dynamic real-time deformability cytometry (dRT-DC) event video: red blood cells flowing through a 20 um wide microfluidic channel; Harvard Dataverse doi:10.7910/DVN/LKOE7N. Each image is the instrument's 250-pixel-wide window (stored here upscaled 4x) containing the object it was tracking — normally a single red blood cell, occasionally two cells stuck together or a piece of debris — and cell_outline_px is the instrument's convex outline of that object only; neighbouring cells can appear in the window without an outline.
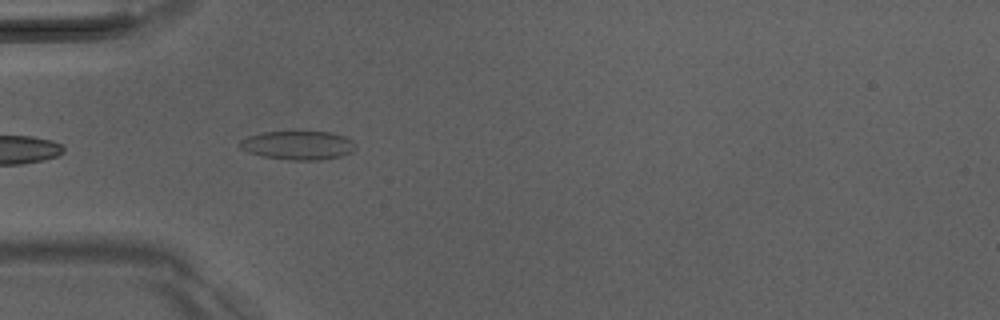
{"species": "Egyptian fruit bat (a non-hibernating species)", "species_latin": "Rousettus aegyptiacus", "temperature_condition": "room temperature", "stored_images_in_passage": 5, "camera_frame_rate_fps": 3000, "um_per_image_px": 0.085, "animal": {"sex": "male"}, "frame": {"image": 1, "passage_image": 3, "time_ms": 0.667, "image_size_px": [1000, 320], "cell_outline_px": [[356, 148], [352, 152], [340, 156], [320, 160], [288, 160], [264, 156], [248, 152], [240, 148], [236, 144], [240, 140], [248, 136], [264, 132], [332, 132], [344, 136], [352, 140], [356, 144]], "centroid_in_image_um": [25.33, 12.35], "position_along_channel_um": 59.7, "area_um2": 19.48}}